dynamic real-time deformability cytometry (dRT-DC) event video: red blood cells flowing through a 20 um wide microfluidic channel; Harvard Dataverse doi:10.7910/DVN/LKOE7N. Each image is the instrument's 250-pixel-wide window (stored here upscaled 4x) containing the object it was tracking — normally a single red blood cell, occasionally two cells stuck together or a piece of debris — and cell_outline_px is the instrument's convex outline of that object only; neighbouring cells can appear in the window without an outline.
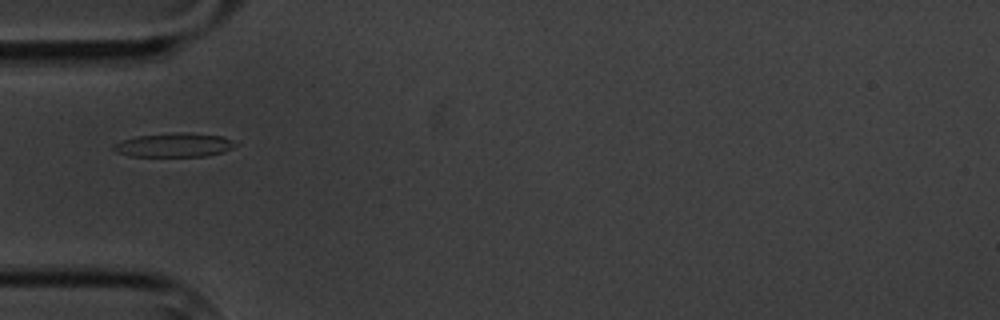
{"species": "common noctule bat (a hibernating species)", "species_latin": "Nyctalus noctula", "temperature_condition": "cold", "stored_images_in_passage": 6, "camera_frame_rate_fps": 3000, "um_per_image_px": 0.085, "animal": {"sex": "male", "body_mass_g": 20.1, "forearm_length_mm": 53.5}, "frame": {"image": 1, "passage_image": 1, "time_ms": 0.0, "image_size_px": [1000, 320], "cell_outline_px": [[240, 144], [224, 152], [204, 156], [132, 156], [116, 152], [112, 148], [112, 144], [120, 140], [136, 136], [172, 132], [184, 132], [224, 136]], "centroid_in_image_um": [14.81, 12.31], "position_along_channel_um": 70.2, "area_um2": 17.28}}
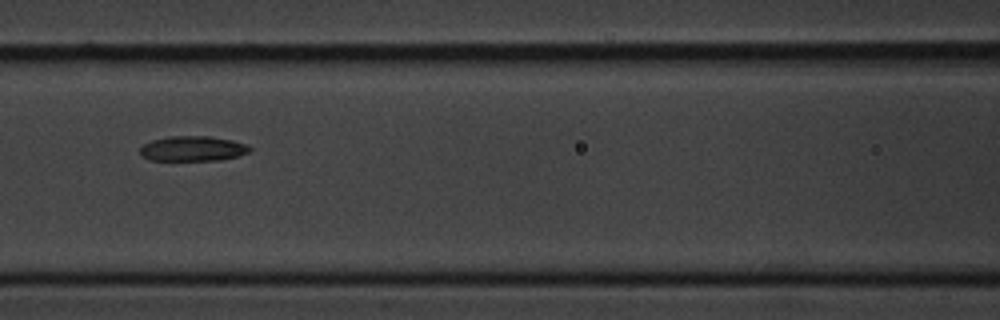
{"frame": {"image": 2, "passage_image": 3, "time_ms": 2.333, "image_size_px": [1000, 320], "cell_outline_px": [[252, 152], [220, 160], [148, 160], [140, 156], [140, 148], [144, 144], [152, 140], [168, 136], [208, 136], [232, 140], [244, 144], [252, 148]], "centroid_in_image_um": [16.36, 12.63], "position_along_channel_um": 150.2, "area_um2": 16.07}}
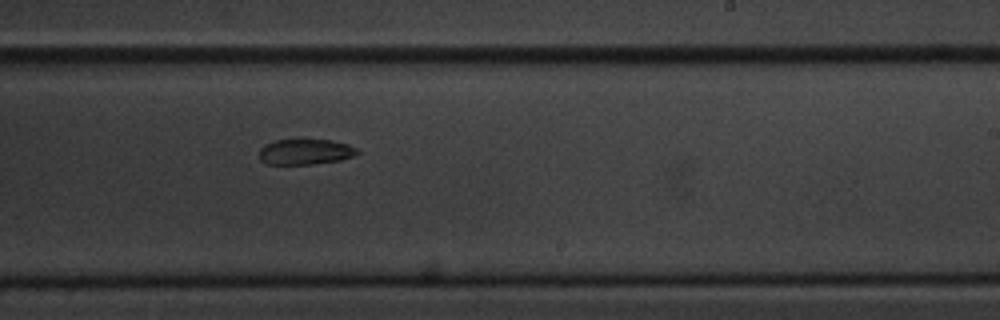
{"frame": {"image": 3, "passage_image": 6, "time_ms": 5.667, "image_size_px": [1000, 320], "cell_outline_px": [[360, 152], [352, 156], [340, 160], [312, 164], [268, 164], [260, 160], [260, 148], [264, 144], [276, 140], [296, 136], [300, 136], [328, 140], [348, 144], [356, 148]], "centroid_in_image_um": [25.91, 12.84], "position_along_channel_um": 263.1, "area_um2": 15.26}}